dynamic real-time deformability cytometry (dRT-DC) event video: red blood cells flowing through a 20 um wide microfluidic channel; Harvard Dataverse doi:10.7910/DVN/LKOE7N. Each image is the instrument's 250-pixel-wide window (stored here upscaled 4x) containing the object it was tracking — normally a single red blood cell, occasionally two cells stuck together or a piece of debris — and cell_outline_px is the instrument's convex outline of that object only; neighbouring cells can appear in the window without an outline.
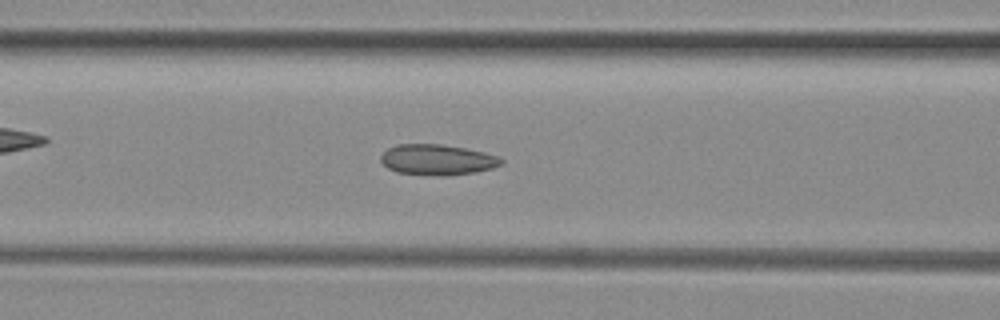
{"species": "common noctule bat (a hibernating species)", "species_latin": "Nyctalus noctula", "temperature_condition": "room temperature", "stored_images_in_passage": 45, "camera_frame_rate_fps": 3000, "um_per_image_px": 0.085, "animal": {"sex": "female", "body_mass_g": 29.2, "forearm_length_mm": 56.3}, "frame": {"image": 1, "passage_image": 17, "time_ms": 5.333, "image_size_px": [1000, 320], "cell_outline_px": [[504, 160], [500, 164], [492, 168], [476, 172], [448, 176], [440, 176], [396, 172], [388, 168], [380, 160], [380, 156], [388, 148], [396, 144], [440, 144], [464, 148], [484, 152], [500, 156]], "centroid_in_image_um": [37.17, 13.58], "position_along_channel_um": 129.4, "area_um2": 21.56}}
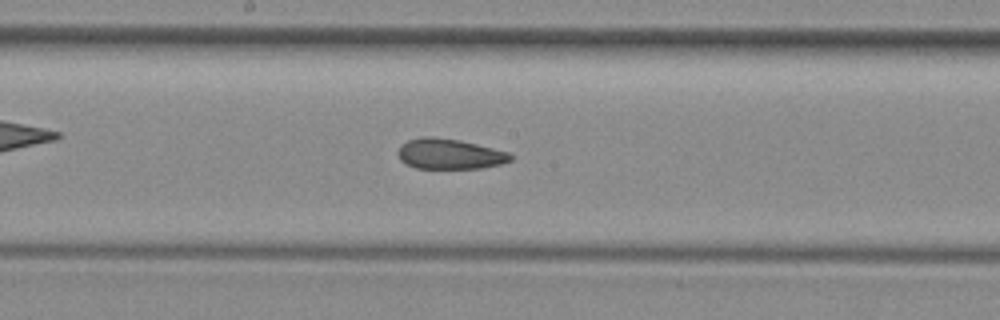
{"frame": {"image": 2, "passage_image": 23, "time_ms": 7.333, "image_size_px": [1000, 320], "cell_outline_px": [[512, 160], [500, 164], [480, 168], [416, 168], [400, 160], [396, 152], [400, 144], [408, 140], [424, 136], [432, 136], [460, 140], [508, 152], [512, 156]], "centroid_in_image_um": [38.17, 13.08], "position_along_channel_um": 210.0, "area_um2": 19.88}}
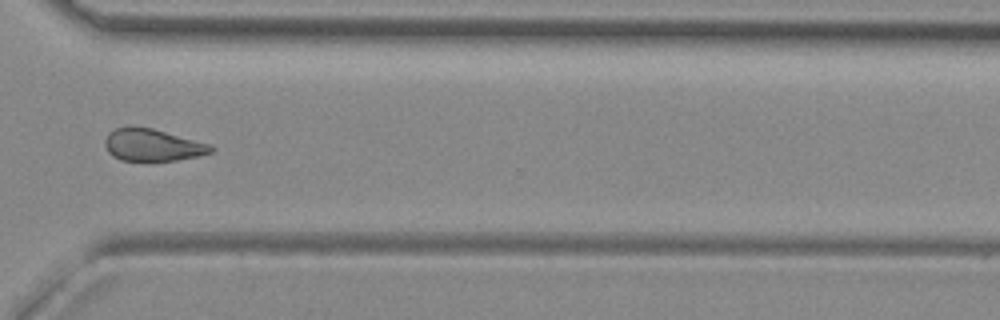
{"frame": {"image": 3, "passage_image": 34, "time_ms": 11.0, "image_size_px": [1000, 320], "cell_outline_px": [[216, 148], [212, 152], [196, 156], [176, 160], [120, 160], [112, 156], [108, 152], [104, 144], [104, 140], [108, 132], [116, 128], [128, 124], [152, 128], [212, 144]], "centroid_in_image_um": [12.93, 12.29], "position_along_channel_um": 357.7, "area_um2": 20.17}}